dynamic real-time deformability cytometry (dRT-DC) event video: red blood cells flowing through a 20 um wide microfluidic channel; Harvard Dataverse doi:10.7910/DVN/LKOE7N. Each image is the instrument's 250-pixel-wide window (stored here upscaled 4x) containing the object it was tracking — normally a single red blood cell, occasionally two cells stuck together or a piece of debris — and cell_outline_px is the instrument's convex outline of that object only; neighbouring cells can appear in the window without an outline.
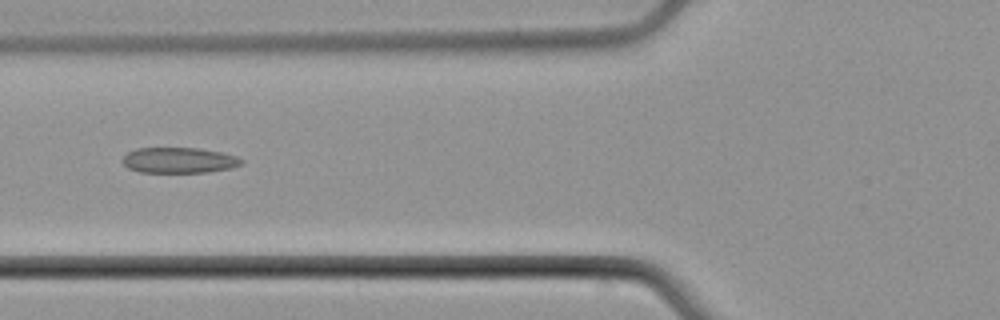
{"species": "common noctule bat (a hibernating species)", "species_latin": "Nyctalus noctula", "temperature_condition": "cold", "stored_images_in_passage": 4, "camera_frame_rate_fps": 3000, "um_per_image_px": 0.085, "animal": {"sex": "male", "body_mass_g": 21.5, "forearm_length_mm": 52.0}, "frame": {"image": 1, "passage_image": 4, "time_ms": 4.333, "image_size_px": [1000, 320], "cell_outline_px": [[244, 164], [232, 168], [208, 172], [140, 172], [128, 168], [120, 160], [128, 152], [136, 148], [200, 148], [224, 152], [236, 156], [244, 160]], "centroid_in_image_um": [15.25, 13.62], "position_along_channel_um": 110.5, "area_um2": 17.98}}